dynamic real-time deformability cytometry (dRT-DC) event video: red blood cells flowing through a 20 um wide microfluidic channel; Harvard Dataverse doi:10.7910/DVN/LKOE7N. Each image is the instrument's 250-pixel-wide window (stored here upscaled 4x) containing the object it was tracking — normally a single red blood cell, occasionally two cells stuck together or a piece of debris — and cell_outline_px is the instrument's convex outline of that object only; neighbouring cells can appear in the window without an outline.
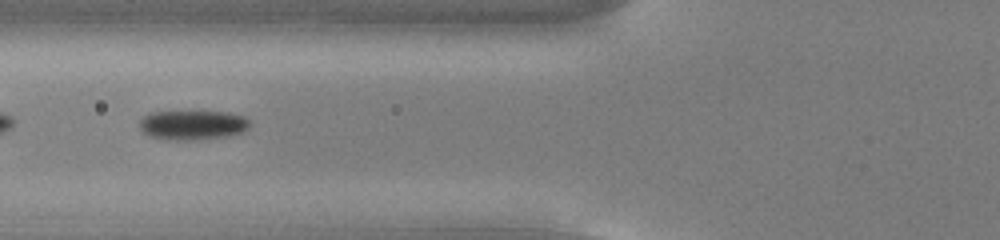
{"species": "common noctule bat (a hibernating species)", "species_latin": "Nyctalus noctula", "temperature_condition": "cold", "stored_images_in_passage": 50, "camera_frame_rate_fps": 3000, "um_per_image_px": 0.085, "animal": {"sex": "male", "body_mass_g": 13.0, "forearm_length_mm": 53.1}, "frame": {"image": 1, "passage_image": 17, "time_ms": 5.333, "image_size_px": [1000, 240], "cell_outline_px": [[252, 124], [244, 132], [228, 136], [188, 140], [168, 140], [152, 136], [144, 132], [140, 128], [140, 120], [144, 116], [152, 112], [228, 112], [244, 116]], "centroid_in_image_um": [16.42, 10.63], "position_along_channel_um": 109.4, "area_um2": 18.84}}
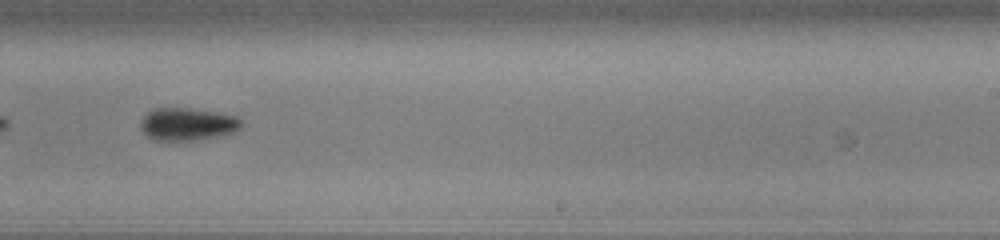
{"frame": {"image": 2, "passage_image": 30, "time_ms": 9.667, "image_size_px": [1000, 240], "cell_outline_px": [[244, 120], [240, 128], [236, 132], [220, 136], [192, 140], [152, 140], [140, 128], [140, 120], [152, 108], [188, 108], [236, 116]], "centroid_in_image_um": [15.94, 10.55], "position_along_channel_um": 273.1, "area_um2": 19.19}}
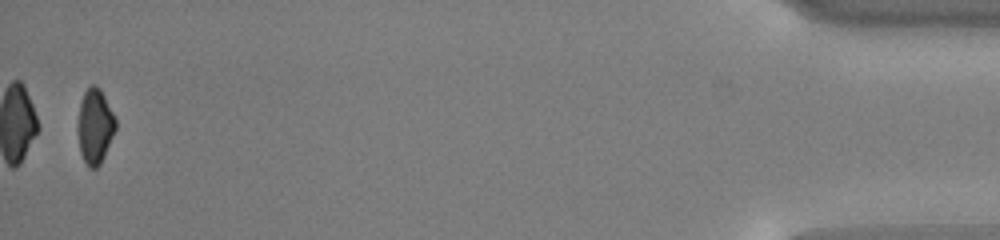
{"frame": {"image": 3, "passage_image": 49, "time_ms": 16.0, "image_size_px": [1000, 240], "cell_outline_px": [[116, 128], [104, 156], [100, 164], [96, 168], [88, 168], [80, 152], [76, 128], [76, 124], [80, 100], [84, 92], [92, 84], [96, 84], [100, 88], [116, 120]], "centroid_in_image_um": [8.03, 10.72], "position_along_channel_um": 427.2, "area_um2": 16.7}, "authors_computed_cell_mechanics": {"area_um2": 18.8717, "velocity_mm_per_s": 3.7888, "shape_relaxation_time_tau1_ms": 1.4172, "shape_relaxation_time_tau2_ms": null, "deformation_change_tau1": 0.0961, "deformation_change_tau2": null}}